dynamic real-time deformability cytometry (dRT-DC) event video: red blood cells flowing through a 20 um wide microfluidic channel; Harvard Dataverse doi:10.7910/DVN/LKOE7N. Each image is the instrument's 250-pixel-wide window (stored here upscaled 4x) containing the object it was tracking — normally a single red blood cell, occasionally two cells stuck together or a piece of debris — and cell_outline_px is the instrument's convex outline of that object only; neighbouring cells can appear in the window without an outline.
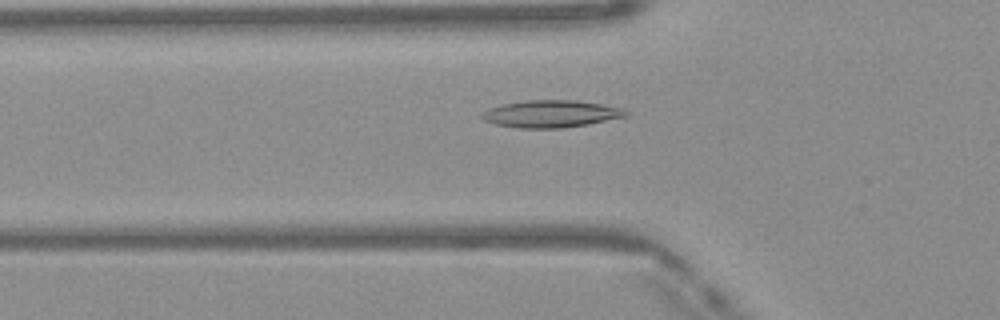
{"species": "Egyptian fruit bat (a non-hibernating species)", "species_latin": "Rousettus aegyptiacus", "temperature_condition": "warm", "stored_images_in_passage": 49, "camera_frame_rate_fps": 3000, "um_per_image_px": 0.085, "frame": {"image": 1, "passage_image": 17, "time_ms": 5.333, "image_size_px": [1000, 320], "cell_outline_px": [[628, 116], [588, 124], [564, 128], [516, 128], [496, 124], [484, 120], [480, 116], [488, 108], [504, 104], [528, 100], [572, 100], [600, 104], [624, 108], [628, 112]], "centroid_in_image_um": [46.85, 9.68], "position_along_channel_um": 79.0, "area_um2": 22.72}}
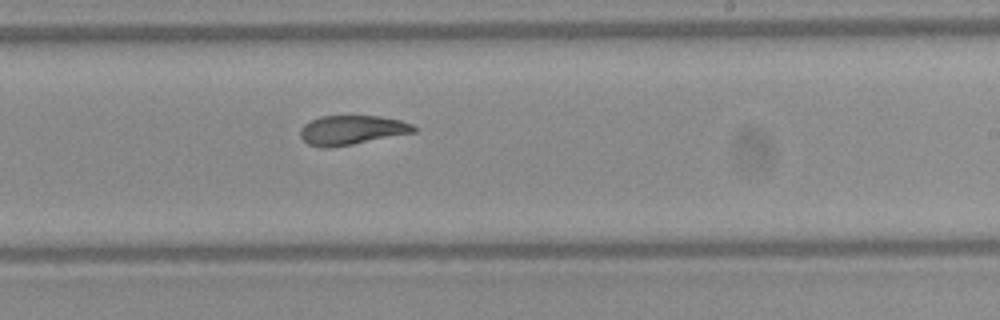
{"frame": {"image": 2, "passage_image": 30, "time_ms": 9.667, "image_size_px": [1000, 320], "cell_outline_px": [[416, 132], [352, 144], [328, 148], [324, 148], [308, 144], [300, 136], [300, 128], [304, 124], [320, 116], [380, 116], [400, 120], [412, 124], [416, 128]], "centroid_in_image_um": [29.89, 11.05], "position_along_channel_um": 259.1, "area_um2": 19.31}}
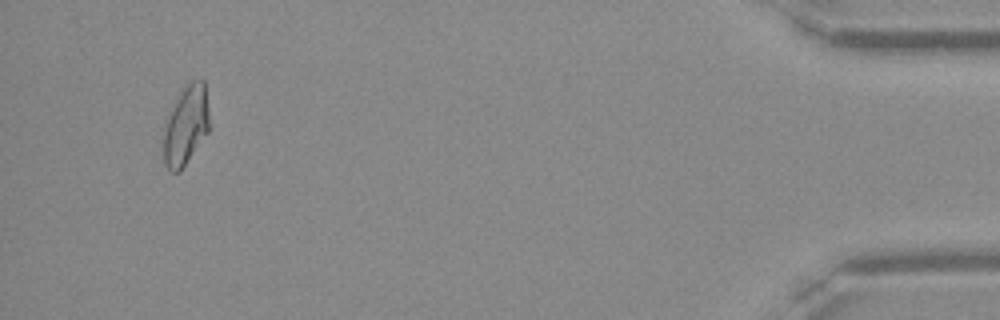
{"frame": {"image": 3, "passage_image": 47, "time_ms": 15.333, "image_size_px": [1000, 320], "cell_outline_px": [[208, 132], [180, 172], [172, 172], [164, 164], [160, 148], [164, 120], [168, 112], [184, 88], [192, 80], [204, 80], [208, 108]], "centroid_in_image_um": [15.72, 10.72], "position_along_channel_um": 419.5, "area_um2": 21.62}, "authors_computed_cell_mechanics": {"area_um2": 20.6924, "velocity_mm_per_s": 4.1428, "shape_relaxation_time_tau1_ms": 8.5621, "shape_relaxation_time_tau2_ms": 2.2273, "deformation_change_tau1": 0.2439, "deformation_change_tau2": 0.0875}}